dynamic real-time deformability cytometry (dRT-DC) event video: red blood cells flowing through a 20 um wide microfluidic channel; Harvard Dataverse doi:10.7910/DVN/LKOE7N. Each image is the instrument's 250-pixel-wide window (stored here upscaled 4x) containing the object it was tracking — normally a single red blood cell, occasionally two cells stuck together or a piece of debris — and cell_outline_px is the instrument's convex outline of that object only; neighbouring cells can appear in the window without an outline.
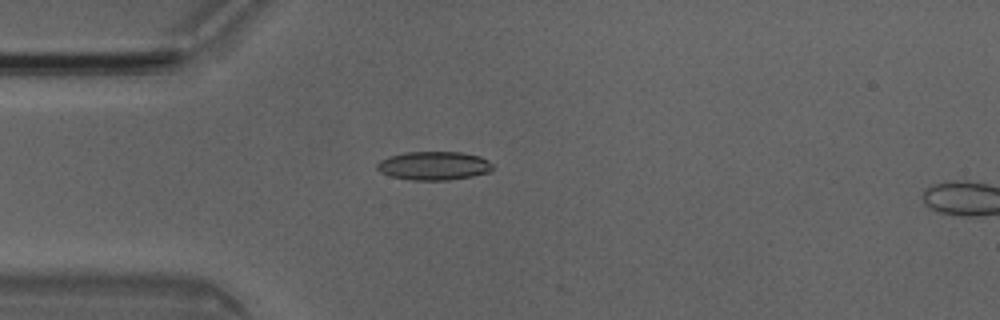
{"species": "Egyptian fruit bat (a non-hibernating species)", "species_latin": "Rousettus aegyptiacus", "temperature_condition": "room temperature", "stored_images_in_passage": 15, "camera_frame_rate_fps": 3000, "um_per_image_px": 0.085, "animal": {"sex": "male"}, "frame": {"image": 1, "passage_image": 13, "time_ms": 4.0, "image_size_px": [1000, 320], "cell_outline_px": [[492, 168], [488, 172], [472, 176], [448, 180], [412, 180], [392, 176], [380, 172], [376, 168], [376, 164], [380, 160], [388, 156], [404, 152], [460, 152], [480, 156], [488, 160], [492, 164]], "centroid_in_image_um": [36.85, 14.08], "position_along_channel_um": 48.2, "area_um2": 19.25}}